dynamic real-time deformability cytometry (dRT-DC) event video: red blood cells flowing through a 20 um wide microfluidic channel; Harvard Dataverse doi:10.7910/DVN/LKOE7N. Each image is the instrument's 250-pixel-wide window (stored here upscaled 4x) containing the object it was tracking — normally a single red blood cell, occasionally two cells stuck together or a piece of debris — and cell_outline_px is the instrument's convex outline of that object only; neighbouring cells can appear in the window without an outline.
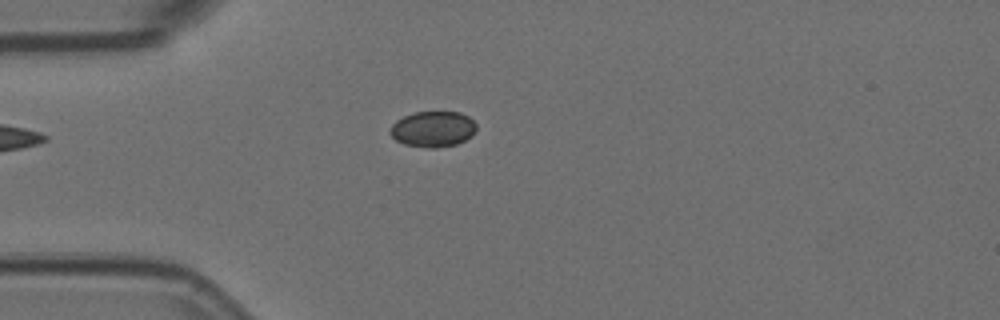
{"species": "Egyptian fruit bat (a non-hibernating species)", "species_latin": "Rousettus aegyptiacus", "temperature_condition": "room temperature", "stored_images_in_passage": 5, "camera_frame_rate_fps": 3000, "um_per_image_px": 0.085, "animal": {"sex": "female"}, "frame": {"image": 1, "passage_image": 4, "time_ms": 1.0, "image_size_px": [1000, 320], "cell_outline_px": [[476, 128], [472, 136], [456, 144], [436, 148], [428, 148], [404, 144], [396, 140], [388, 132], [392, 124], [396, 120], [404, 116], [416, 112], [460, 112], [468, 116], [476, 124]], "centroid_in_image_um": [36.79, 10.97], "position_along_channel_um": 48.2, "area_um2": 17.98}}